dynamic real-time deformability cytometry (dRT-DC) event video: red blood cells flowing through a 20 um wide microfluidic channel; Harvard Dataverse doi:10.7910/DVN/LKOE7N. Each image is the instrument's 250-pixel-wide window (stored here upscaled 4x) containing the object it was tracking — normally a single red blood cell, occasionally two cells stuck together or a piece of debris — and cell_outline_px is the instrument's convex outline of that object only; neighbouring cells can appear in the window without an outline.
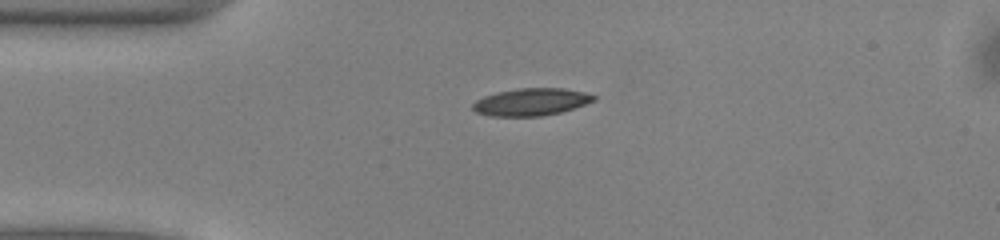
{"species": "common noctule bat (a hibernating species)", "species_latin": "Nyctalus noctula", "temperature_condition": "warm", "stored_images_in_passage": 40, "camera_frame_rate_fps": 3000, "um_per_image_px": 0.085, "animal": {"sex": "male", "body_mass_g": 13.0, "forearm_length_mm": 53.1}, "frame": {"image": 1, "passage_image": 1, "time_ms": 0.0, "image_size_px": [1000, 240], "cell_outline_px": [[596, 100], [560, 112], [540, 116], [488, 116], [476, 112], [472, 108], [472, 104], [476, 100], [484, 96], [496, 92], [516, 88], [564, 88], [584, 92], [596, 96]], "centroid_in_image_um": [45.11, 8.66], "position_along_channel_um": 39.9, "area_um2": 19.25}}
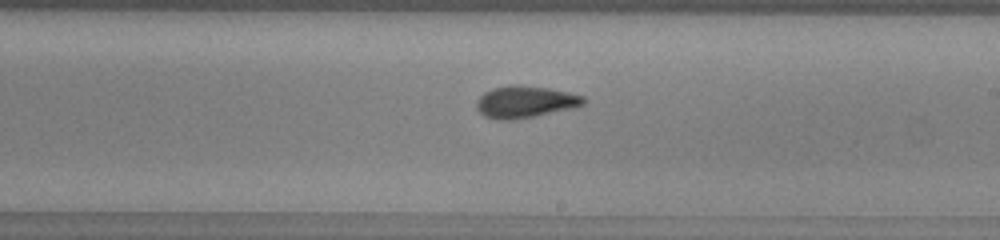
{"frame": {"image": 2, "passage_image": 18, "time_ms": 5.667, "image_size_px": [1000, 240], "cell_outline_px": [[588, 100], [584, 104], [572, 108], [512, 120], [496, 120], [484, 116], [476, 108], [476, 100], [484, 92], [492, 88], [544, 88], [568, 92], [584, 96]], "centroid_in_image_um": [44.63, 8.71], "position_along_channel_um": 244.4, "area_um2": 19.02}}
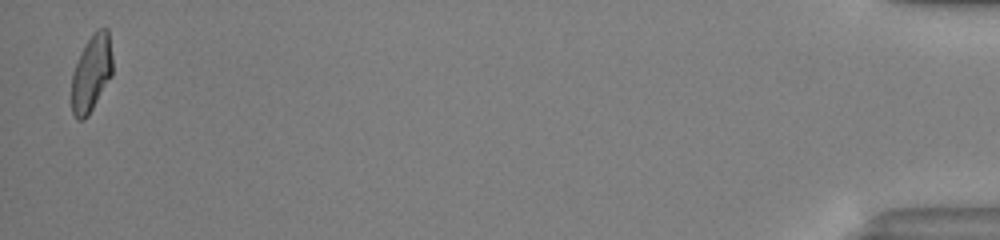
{"frame": {"image": 3, "passage_image": 39, "time_ms": 12.667, "image_size_px": [1000, 240], "cell_outline_px": [[112, 76], [88, 116], [84, 120], [76, 120], [72, 112], [72, 72], [92, 32], [96, 28], [108, 28], [112, 56]], "centroid_in_image_um": [7.78, 6.24], "position_along_channel_um": 427.4, "area_um2": 18.32}, "authors_computed_cell_mechanics": {"area_um2": 18.9873, "velocity_mm_per_s": 4.0443, "shape_relaxation_time_tau1_ms": 4.7841, "shape_relaxation_time_tau2_ms": 1.8795, "deformation_change_tau1": 0.1513, "deformation_change_tau2": 0.0828}}